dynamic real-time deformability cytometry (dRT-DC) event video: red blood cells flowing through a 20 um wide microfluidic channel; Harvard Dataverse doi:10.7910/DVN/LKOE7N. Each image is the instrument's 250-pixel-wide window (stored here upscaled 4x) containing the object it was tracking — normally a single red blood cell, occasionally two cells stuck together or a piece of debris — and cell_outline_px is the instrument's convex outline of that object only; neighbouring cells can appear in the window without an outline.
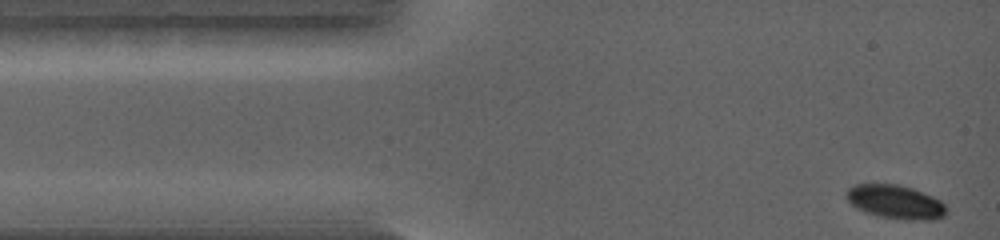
{"species": "common noctule bat (a hibernating species)", "species_latin": "Nyctalus noctula", "temperature_condition": "warm", "stored_images_in_passage": 47, "camera_frame_rate_fps": 5000, "um_per_image_px": 0.085, "animal": {"sex": "female", "body_mass_g": 19.0, "forearm_length_mm": 56.7}, "frame": {"image": 1, "passage_image": 1, "time_ms": 0.0, "image_size_px": [1000, 240], "cell_outline_px": [[948, 212], [944, 216], [936, 220], [904, 220], [880, 216], [864, 212], [856, 208], [848, 200], [848, 188], [856, 184], [896, 184], [912, 188], [932, 196], [940, 200], [944, 204]], "centroid_in_image_um": [76.16, 17.18], "position_along_channel_um": 8.8, "area_um2": 19.65}}
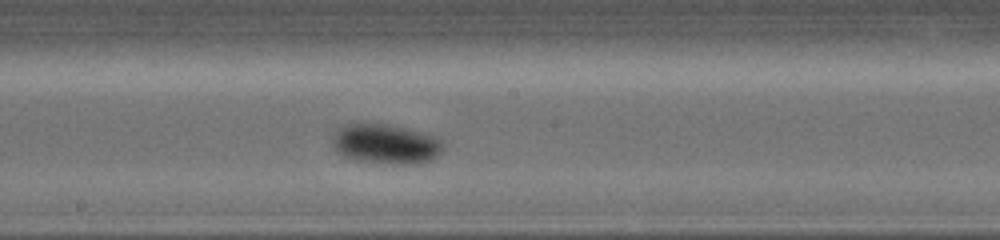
{"frame": {"image": 2, "passage_image": 27, "time_ms": 5.2, "image_size_px": [1000, 240], "cell_outline_px": [[444, 148], [432, 160], [420, 164], [396, 164], [356, 160], [344, 156], [336, 152], [332, 148], [332, 136], [336, 128], [340, 124], [360, 120], [364, 120], [388, 124], [436, 136], [444, 144]], "centroid_in_image_um": [32.7, 12.19], "position_along_channel_um": 215.5, "area_um2": 26.7}}
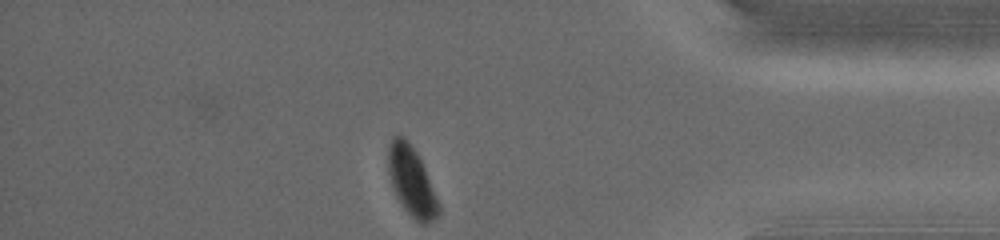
{"frame": {"image": 3, "passage_image": 47, "time_ms": 9.2, "image_size_px": [1000, 240], "cell_outline_px": [[440, 212], [432, 220], [424, 224], [420, 224], [404, 208], [396, 196], [392, 188], [388, 172], [388, 148], [392, 136], [404, 136], [408, 140], [416, 152], [424, 168], [440, 204]], "centroid_in_image_um": [34.96, 15.4], "position_along_channel_um": 400.2, "area_um2": 20.11}}